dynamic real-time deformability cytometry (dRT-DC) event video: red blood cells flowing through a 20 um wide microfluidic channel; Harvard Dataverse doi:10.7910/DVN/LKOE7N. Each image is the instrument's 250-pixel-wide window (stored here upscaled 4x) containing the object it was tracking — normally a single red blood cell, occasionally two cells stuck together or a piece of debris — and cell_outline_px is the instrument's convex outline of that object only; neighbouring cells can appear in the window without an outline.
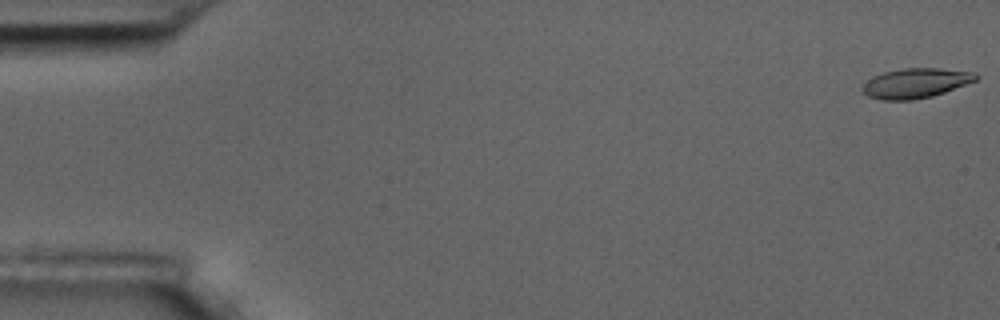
{"species": "common noctule bat (a hibernating species)", "species_latin": "Nyctalus noctula", "temperature_condition": "room temperature", "stored_images_in_passage": 6, "segment_of_instrument_passage": [1, 2], "camera_frame_rate_fps": 3000, "um_per_image_px": 0.085, "animal": {"sex": "male", "body_mass_g": 17.5, "forearm_length_mm": 52.3}, "frame": {"image": 1, "passage_image": 1, "time_ms": 0.0, "image_size_px": [1000, 320], "cell_outline_px": [[980, 76], [976, 80], [944, 92], [932, 96], [912, 100], [880, 100], [868, 96], [860, 88], [872, 76], [884, 72], [904, 68], [940, 68], [976, 72]], "centroid_in_image_um": [77.83, 7.06], "position_along_channel_um": 7.2, "area_um2": 19.71}}
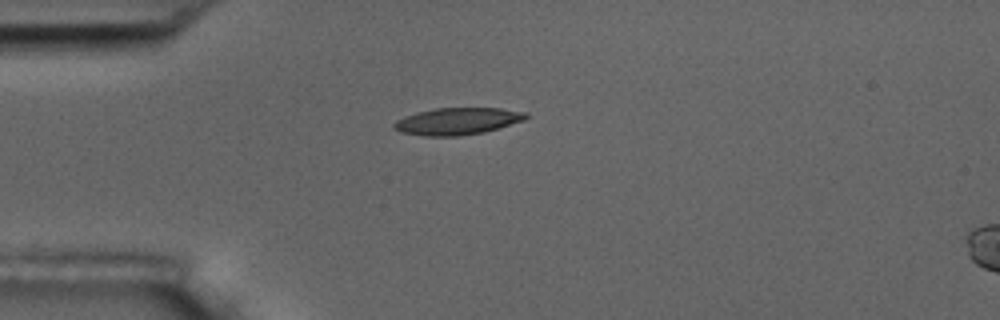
{"frame": {"image": 2, "passage_image": 5, "time_ms": 4.667, "image_size_px": [1000, 320], "cell_outline_px": [[528, 116], [524, 120], [484, 132], [460, 136], [424, 136], [400, 132], [392, 128], [392, 124], [396, 120], [404, 116], [416, 112], [436, 108], [500, 108], [528, 112]], "centroid_in_image_um": [38.84, 10.3], "position_along_channel_um": 46.2, "area_um2": 20.87}}